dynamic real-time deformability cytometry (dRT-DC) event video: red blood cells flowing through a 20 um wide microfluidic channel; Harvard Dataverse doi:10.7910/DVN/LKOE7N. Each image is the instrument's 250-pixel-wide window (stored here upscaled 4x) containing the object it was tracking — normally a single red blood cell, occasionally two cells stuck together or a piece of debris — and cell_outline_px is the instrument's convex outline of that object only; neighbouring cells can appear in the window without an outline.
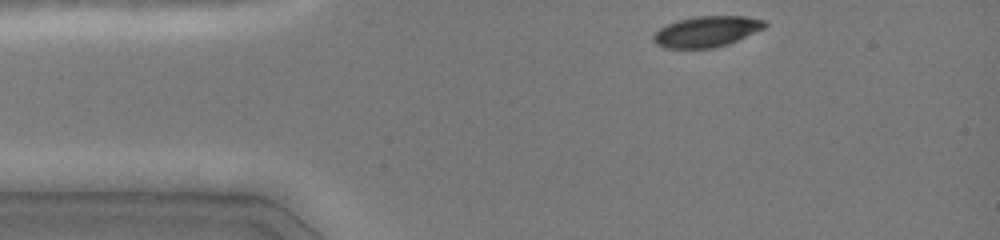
{"species": "common noctule bat (a hibernating species)", "species_latin": "Nyctalus noctula", "temperature_condition": "cold", "stored_images_in_passage": 2, "camera_frame_rate_fps": 3000, "um_per_image_px": 0.085, "animal": {"sex": "female", "body_mass_g": 19.0, "forearm_length_mm": 51.5}, "frame": {"image": 1, "passage_image": 1, "time_ms": 0.0, "image_size_px": [1000, 240], "cell_outline_px": [[768, 24], [764, 28], [728, 44], [712, 48], [664, 48], [656, 44], [652, 40], [652, 36], [660, 28], [676, 20], [692, 16], [744, 16], [764, 20]], "centroid_in_image_um": [60.03, 2.67], "position_along_channel_um": 25.0, "area_um2": 20.0}}